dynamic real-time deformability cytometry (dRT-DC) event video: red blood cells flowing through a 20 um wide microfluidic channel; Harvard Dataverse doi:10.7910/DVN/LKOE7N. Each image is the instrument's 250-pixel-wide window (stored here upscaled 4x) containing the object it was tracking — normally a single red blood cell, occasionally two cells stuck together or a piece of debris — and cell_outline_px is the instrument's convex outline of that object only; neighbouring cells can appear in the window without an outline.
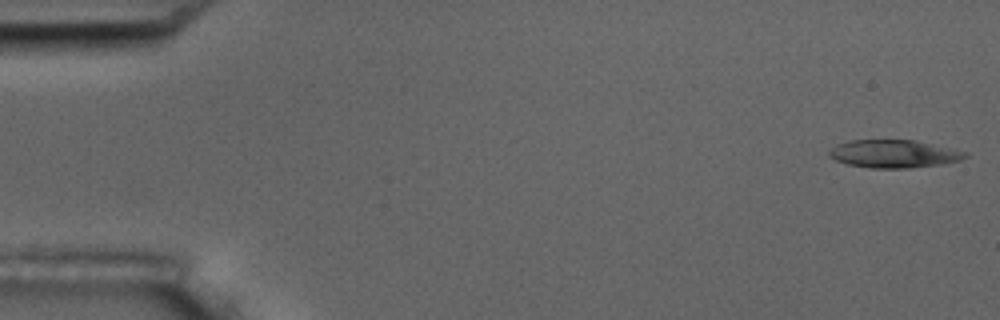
{"species": "common noctule bat (a hibernating species)", "species_latin": "Nyctalus noctula", "temperature_condition": "room temperature", "stored_images_in_passage": 4, "camera_frame_rate_fps": 3000, "um_per_image_px": 0.085, "animal": {"sex": "male", "body_mass_g": 17.5, "forearm_length_mm": 52.3}, "frame": {"image": 1, "passage_image": 1, "time_ms": 0.0, "image_size_px": [1000, 320], "cell_outline_px": [[968, 156], [960, 160], [940, 164], [908, 168], [872, 168], [848, 164], [836, 160], [828, 156], [828, 152], [836, 144], [848, 140], [916, 140], [968, 152]], "centroid_in_image_um": [75.97, 13.07], "position_along_channel_um": 9.0, "area_um2": 22.08}}
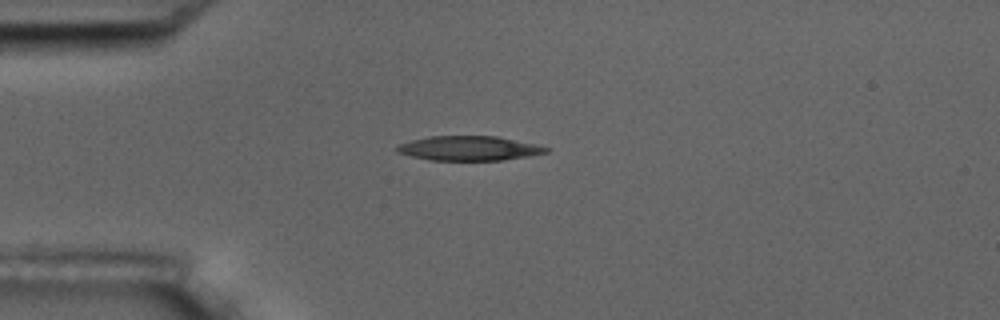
{"frame": {"image": 2, "passage_image": 4, "time_ms": 4.333, "image_size_px": [1000, 320], "cell_outline_px": [[552, 148], [548, 152], [528, 156], [504, 160], [428, 160], [396, 152], [396, 144], [428, 136], [496, 136], [536, 144]], "centroid_in_image_um": [39.86, 12.6], "position_along_channel_um": 45.1, "area_um2": 21.39}}